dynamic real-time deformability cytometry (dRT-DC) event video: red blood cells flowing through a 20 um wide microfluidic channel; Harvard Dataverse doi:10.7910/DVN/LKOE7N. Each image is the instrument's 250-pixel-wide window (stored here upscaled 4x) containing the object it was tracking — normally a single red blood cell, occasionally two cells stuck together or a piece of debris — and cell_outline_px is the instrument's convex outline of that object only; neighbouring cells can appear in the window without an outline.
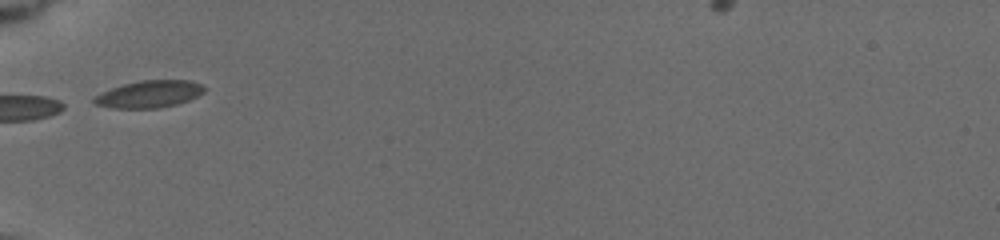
{"species": "common noctule bat (a hibernating species)", "species_latin": "Nyctalus noctula", "temperature_condition": "cold", "stored_images_in_passage": 7, "camera_frame_rate_fps": 3000, "um_per_image_px": 0.085, "animal": {"sex": "female", "body_mass_g": 19.5, "forearm_length_mm": 54.1}, "frame": {"image": 1, "passage_image": 2, "time_ms": 1.333, "image_size_px": [1000, 240], "cell_outline_px": [[204, 92], [188, 100], [176, 104], [156, 108], [108, 108], [92, 104], [92, 100], [96, 96], [112, 88], [124, 84], [140, 80], [188, 80], [204, 84]], "centroid_in_image_um": [12.67, 8.0], "position_along_channel_um": 72.3, "area_um2": 17.34}}
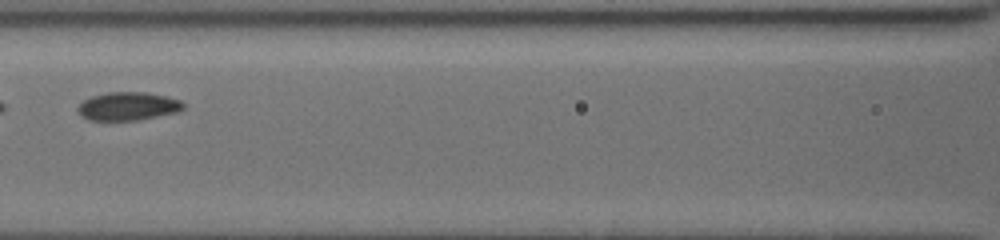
{"frame": {"image": 2, "passage_image": 6, "time_ms": 3.667, "image_size_px": [1000, 240], "cell_outline_px": [[184, 108], [180, 112], [136, 120], [88, 120], [80, 116], [76, 112], [76, 108], [84, 100], [92, 96], [108, 92], [148, 92], [180, 100], [184, 104]], "centroid_in_image_um": [10.86, 9.03], "position_along_channel_um": 155.7, "area_um2": 17.51}}